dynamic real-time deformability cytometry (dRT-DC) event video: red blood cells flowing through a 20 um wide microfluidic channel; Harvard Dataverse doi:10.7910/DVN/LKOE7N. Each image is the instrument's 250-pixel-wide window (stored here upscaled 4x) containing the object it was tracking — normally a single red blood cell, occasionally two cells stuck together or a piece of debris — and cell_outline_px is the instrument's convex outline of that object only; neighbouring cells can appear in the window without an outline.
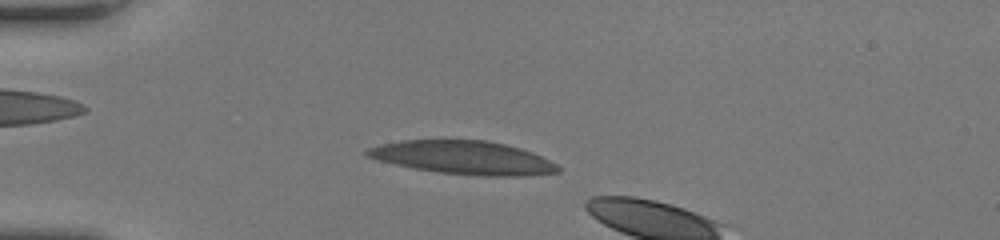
{"species": "human", "species_latin": "Homo sapiens", "temperature_condition": "room temperature", "stored_images_in_passage": 16, "camera_frame_rate_fps": 3000, "um_per_image_px": 0.085, "donor": {"sex": "female"}, "frame": {"image": 1, "passage_image": 12, "time_ms": 3.667, "image_size_px": [1000, 240], "cell_outline_px": [[560, 172], [524, 176], [480, 176], [440, 172], [412, 168], [376, 160], [364, 156], [364, 152], [368, 148], [380, 144], [400, 140], [488, 140], [520, 148], [532, 152], [556, 164], [560, 168]], "centroid_in_image_um": [39.34, 13.4], "position_along_channel_um": 45.7, "area_um2": 37.22}}